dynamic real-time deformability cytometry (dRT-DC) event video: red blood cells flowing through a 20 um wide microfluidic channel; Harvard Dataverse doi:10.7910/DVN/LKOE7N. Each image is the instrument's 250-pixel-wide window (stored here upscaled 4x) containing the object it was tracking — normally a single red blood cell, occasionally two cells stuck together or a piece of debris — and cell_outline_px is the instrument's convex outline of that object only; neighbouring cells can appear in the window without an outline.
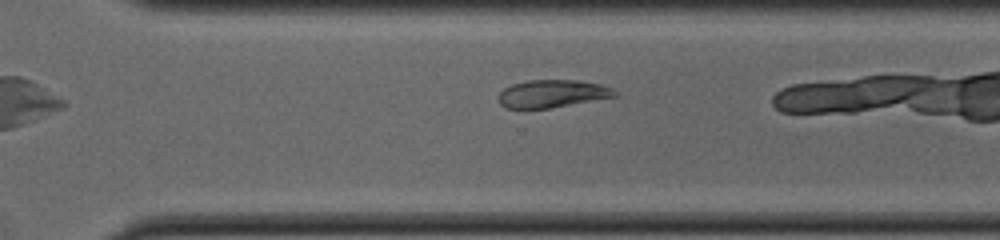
{"species": "common noctule bat (a hibernating species)", "species_latin": "Nyctalus noctula", "temperature_condition": "cold", "stored_images_in_passage": 18, "camera_frame_rate_fps": 3000, "um_per_image_px": 0.085, "animal": {"sex": "male", "body_mass_g": 19.0, "forearm_length_mm": 50.8}, "frame": {"image": 1, "passage_image": 16, "time_ms": 5.0, "image_size_px": [1000, 240], "cell_outline_px": [[616, 96], [548, 108], [504, 108], [500, 104], [500, 92], [504, 88], [512, 84], [528, 80], [580, 80], [600, 84], [612, 88], [616, 92]], "centroid_in_image_um": [46.93, 7.95], "position_along_channel_um": 323.7, "area_um2": 18.5}}